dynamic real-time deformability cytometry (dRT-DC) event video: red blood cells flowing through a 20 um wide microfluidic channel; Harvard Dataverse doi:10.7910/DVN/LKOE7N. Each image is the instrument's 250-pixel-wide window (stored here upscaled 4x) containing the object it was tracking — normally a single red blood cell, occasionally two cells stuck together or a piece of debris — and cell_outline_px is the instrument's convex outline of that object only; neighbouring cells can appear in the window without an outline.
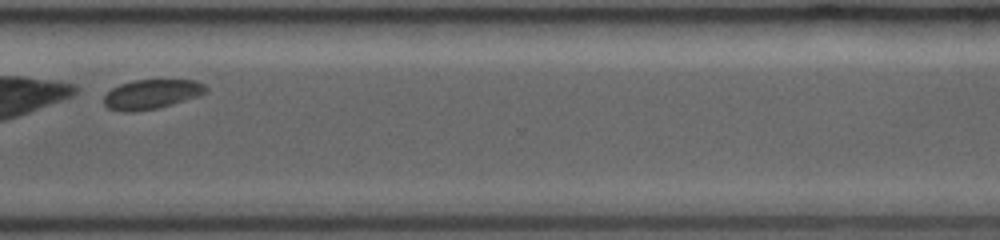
{"species": "common noctule bat (a hibernating species)", "species_latin": "Nyctalus noctula", "temperature_condition": "room temperature", "stored_images_in_passage": 30, "camera_frame_rate_fps": 3000, "um_per_image_px": 0.085, "animal": {"sex": "female", "body_mass_g": 19.0, "forearm_length_mm": 53.3}, "frame": {"image": 1, "passage_image": 26, "time_ms": 8.333, "image_size_px": [1000, 240], "cell_outline_px": [[208, 92], [200, 96], [172, 104], [156, 108], [132, 112], [124, 112], [108, 108], [104, 104], [104, 96], [112, 88], [120, 84], [132, 80], [196, 80], [204, 84], [208, 88]], "centroid_in_image_um": [12.91, 8.0], "position_along_channel_um": 357.7, "area_um2": 17.63}}